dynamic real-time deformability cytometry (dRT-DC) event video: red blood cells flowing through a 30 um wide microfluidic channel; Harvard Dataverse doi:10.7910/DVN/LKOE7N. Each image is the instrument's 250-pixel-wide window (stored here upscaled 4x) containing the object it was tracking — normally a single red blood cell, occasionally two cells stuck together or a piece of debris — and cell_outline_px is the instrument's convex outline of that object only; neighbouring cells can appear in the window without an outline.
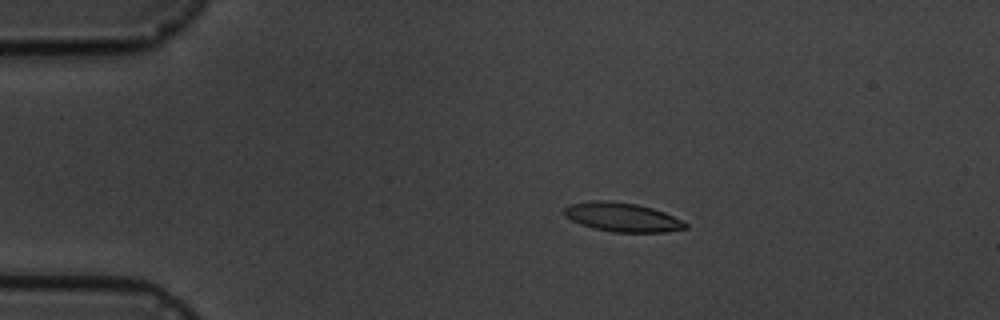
{"species": "common noctule bat (a hibernating species)", "species_latin": "Nyctalus noctula", "temperature_condition": "cold", "stored_images_in_passage": 6, "camera_frame_rate_fps": 3000, "um_per_image_px": 0.085, "animal": {"sex": "male", "body_mass_g": 19.5, "forearm_length_mm": 54.6}, "frame": {"image": 1, "passage_image": 4, "time_ms": 3.667, "image_size_px": [1000, 320], "cell_outline_px": [[688, 228], [668, 232], [612, 232], [592, 228], [580, 224], [564, 216], [564, 208], [572, 204], [596, 200], [604, 200], [636, 204], [652, 208], [664, 212], [688, 224]], "centroid_in_image_um": [52.89, 18.47], "position_along_channel_um": 32.1, "area_um2": 20.35}}